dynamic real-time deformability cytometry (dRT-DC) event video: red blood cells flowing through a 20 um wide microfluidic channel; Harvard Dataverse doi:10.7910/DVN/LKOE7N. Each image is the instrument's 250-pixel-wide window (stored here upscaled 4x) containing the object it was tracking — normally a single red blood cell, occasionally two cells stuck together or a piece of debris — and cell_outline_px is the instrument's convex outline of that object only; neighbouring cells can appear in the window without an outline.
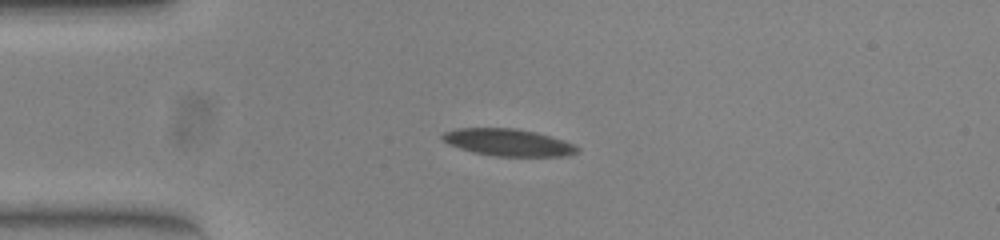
{"species": "common noctule bat (a hibernating species)", "species_latin": "Nyctalus noctula", "temperature_condition": "warm", "stored_images_in_passage": 53, "camera_frame_rate_fps": 3000, "um_per_image_px": 0.085, "animal": {"sex": "female", "body_mass_g": 23.0, "forearm_length_mm": 53.4}, "frame": {"image": 1, "passage_image": 12, "time_ms": 3.667, "image_size_px": [1000, 240], "cell_outline_px": [[580, 148], [576, 152], [560, 156], [500, 156], [476, 152], [460, 148], [444, 140], [440, 136], [444, 132], [456, 128], [516, 128], [536, 132], [564, 140]], "centroid_in_image_um": [43.2, 12.09], "position_along_channel_um": 41.8, "area_um2": 20.87}}
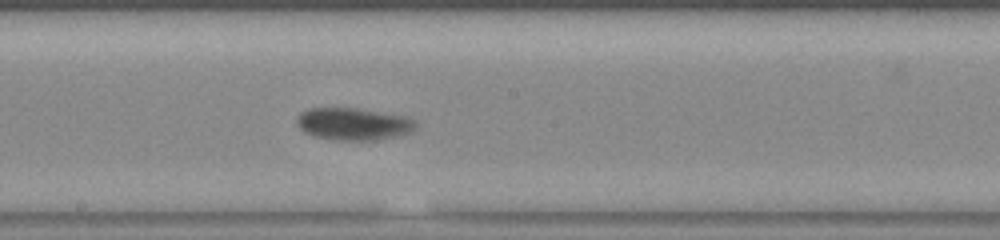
{"frame": {"image": 2, "passage_image": 28, "time_ms": 9.0, "image_size_px": [1000, 240], "cell_outline_px": [[416, 124], [408, 132], [376, 140], [336, 140], [312, 136], [300, 128], [296, 124], [296, 120], [300, 112], [308, 108], [356, 108], [404, 116], [412, 120]], "centroid_in_image_um": [29.93, 10.53], "position_along_channel_um": 218.3, "area_um2": 21.96}}
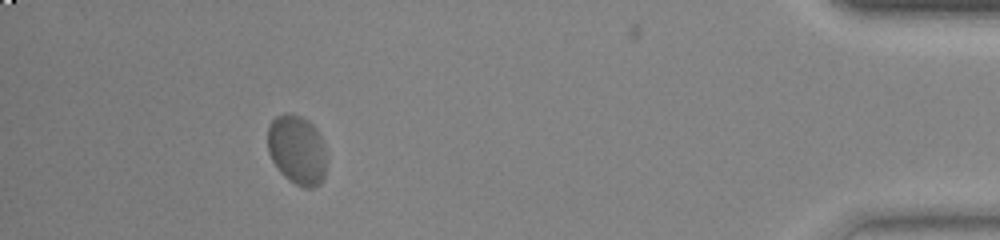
{"frame": {"image": 3, "passage_image": 48, "time_ms": 15.667, "image_size_px": [1000, 240], "cell_outline_px": [[324, 180], [320, 184], [312, 188], [304, 188], [288, 180], [276, 168], [268, 152], [268, 124], [276, 116], [284, 112], [292, 112], [308, 120], [316, 128], [324, 140]], "centroid_in_image_um": [25.23, 12.72], "position_along_channel_um": 410.0, "area_um2": 24.16}}